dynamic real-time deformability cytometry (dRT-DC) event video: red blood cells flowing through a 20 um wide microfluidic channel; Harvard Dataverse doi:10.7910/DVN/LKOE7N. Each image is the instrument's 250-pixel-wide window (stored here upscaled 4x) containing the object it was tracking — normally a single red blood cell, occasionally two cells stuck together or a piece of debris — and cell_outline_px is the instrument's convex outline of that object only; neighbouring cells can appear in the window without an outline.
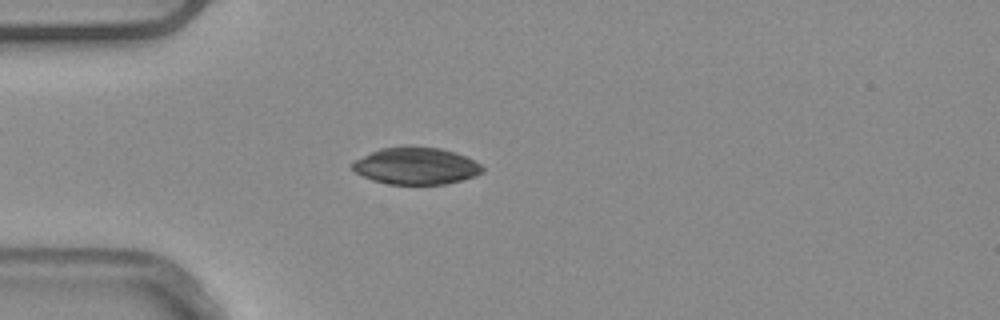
{"species": "common noctule bat (a hibernating species)", "species_latin": "Nyctalus noctula", "temperature_condition": "warm", "stored_images_in_passage": 4, "camera_frame_rate_fps": 3000, "um_per_image_px": 0.085, "animal": {"sex": "male", "body_mass_g": 20.4}, "frame": {"image": 1, "passage_image": 4, "time_ms": 1.0, "image_size_px": [1000, 320], "cell_outline_px": [[484, 172], [460, 180], [444, 184], [388, 184], [372, 180], [356, 172], [352, 168], [352, 164], [356, 160], [380, 148], [408, 144], [440, 148], [456, 152], [480, 164], [484, 168]], "centroid_in_image_um": [35.36, 14.08], "position_along_channel_um": 49.6, "area_um2": 28.09}}